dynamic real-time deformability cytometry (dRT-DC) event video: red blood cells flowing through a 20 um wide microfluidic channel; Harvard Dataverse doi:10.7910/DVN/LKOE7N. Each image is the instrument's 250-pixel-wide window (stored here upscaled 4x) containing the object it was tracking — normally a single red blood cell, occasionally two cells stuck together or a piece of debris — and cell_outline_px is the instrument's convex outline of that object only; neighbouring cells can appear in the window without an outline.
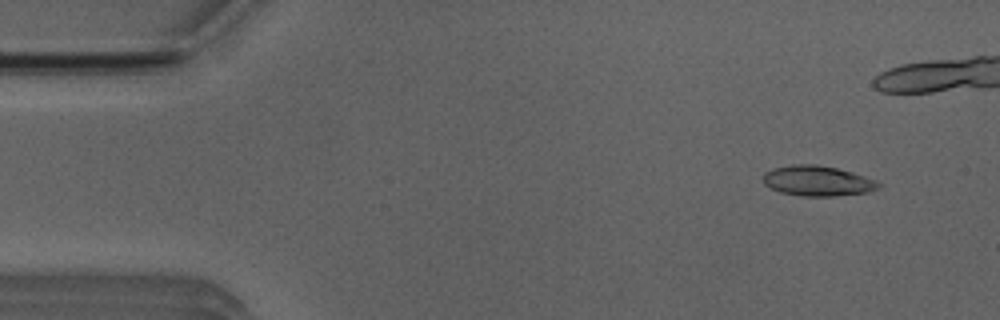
{"species": "Egyptian fruit bat (a non-hibernating species)", "species_latin": "Rousettus aegyptiacus", "temperature_condition": "room temperature", "stored_images_in_passage": 40, "camera_frame_rate_fps": 3000, "um_per_image_px": 0.085, "animal": {"sex": "male"}, "frame": {"image": 1, "passage_image": 4, "time_ms": 1.0, "image_size_px": [1000, 320], "cell_outline_px": [[880, 184], [876, 188], [868, 192], [832, 196], [804, 196], [780, 192], [764, 184], [764, 172], [772, 168], [792, 164], [816, 164], [836, 168], [852, 172], [876, 180]], "centroid_in_image_um": [69.46, 15.36], "position_along_channel_um": 15.5, "area_um2": 20.17}}
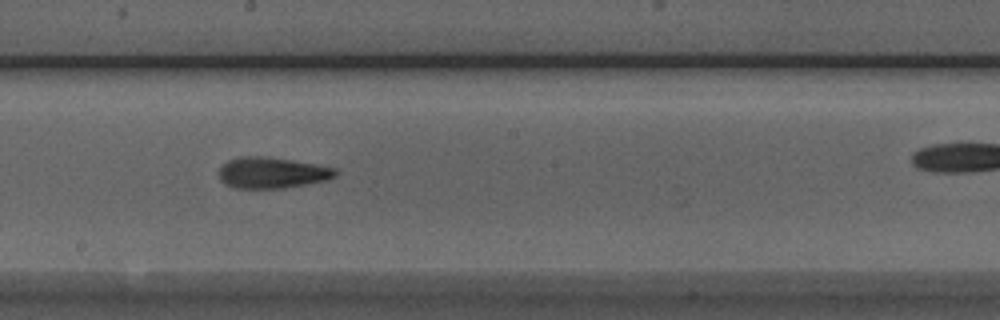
{"frame": {"image": 2, "passage_image": 27, "time_ms": 8.667, "image_size_px": [1000, 320], "cell_outline_px": [[340, 172], [336, 176], [328, 180], [284, 188], [232, 188], [224, 184], [220, 180], [220, 168], [228, 160], [240, 156], [260, 156], [288, 160], [336, 168]], "centroid_in_image_um": [23.12, 14.7], "position_along_channel_um": 225.1, "area_um2": 20.98}}
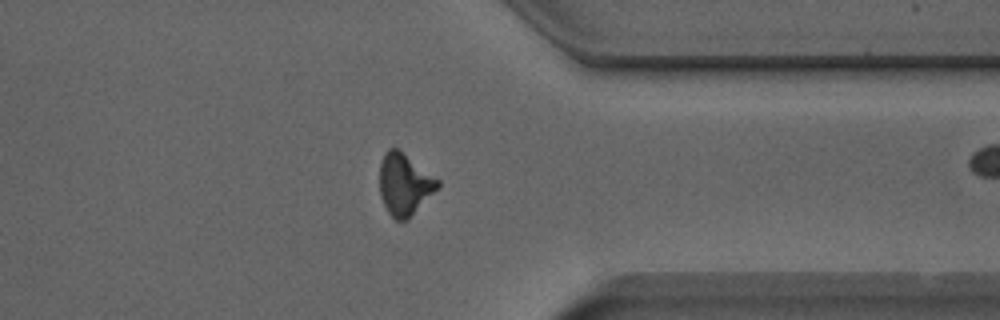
{"frame": {"image": 3, "passage_image": 39, "time_ms": 12.667, "image_size_px": [1000, 320], "cell_outline_px": [[440, 184], [408, 220], [396, 220], [388, 212], [380, 196], [380, 164], [384, 152], [388, 148], [400, 148], [440, 180]], "centroid_in_image_um": [34.37, 15.62], "position_along_channel_um": 377.0, "area_um2": 20.92}}